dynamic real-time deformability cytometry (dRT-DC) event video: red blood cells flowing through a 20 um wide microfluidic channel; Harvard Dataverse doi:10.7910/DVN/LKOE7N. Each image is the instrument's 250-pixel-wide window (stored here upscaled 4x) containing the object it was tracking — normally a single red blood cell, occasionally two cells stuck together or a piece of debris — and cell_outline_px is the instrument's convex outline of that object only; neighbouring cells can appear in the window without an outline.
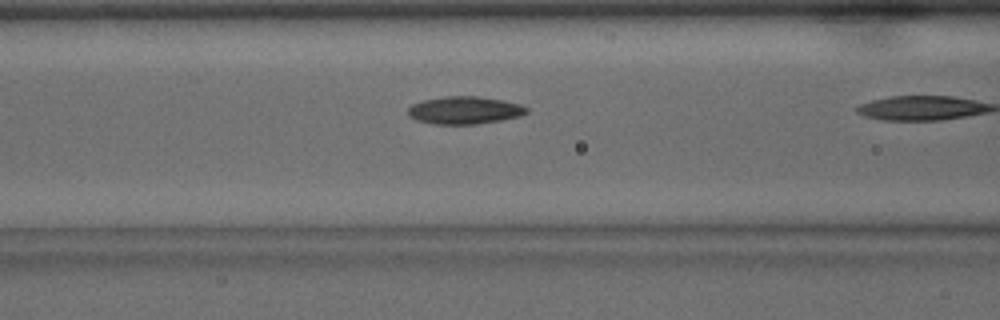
{"species": "common noctule bat (a hibernating species)", "species_latin": "Nyctalus noctula", "temperature_condition": "warm", "stored_images_in_passage": 10, "camera_frame_rate_fps": 3000, "um_per_image_px": 0.085, "animal": {"sex": "male", "body_mass_g": 15.6}, "frame": {"image": 1, "passage_image": 9, "time_ms": 2.667, "image_size_px": [1000, 320], "cell_outline_px": [[528, 112], [520, 116], [500, 120], [476, 124], [432, 124], [416, 120], [408, 116], [408, 108], [412, 104], [424, 100], [444, 96], [476, 96], [500, 100], [520, 104], [528, 108]], "centroid_in_image_um": [39.46, 9.37], "position_along_channel_um": 127.1, "area_um2": 19.02}}